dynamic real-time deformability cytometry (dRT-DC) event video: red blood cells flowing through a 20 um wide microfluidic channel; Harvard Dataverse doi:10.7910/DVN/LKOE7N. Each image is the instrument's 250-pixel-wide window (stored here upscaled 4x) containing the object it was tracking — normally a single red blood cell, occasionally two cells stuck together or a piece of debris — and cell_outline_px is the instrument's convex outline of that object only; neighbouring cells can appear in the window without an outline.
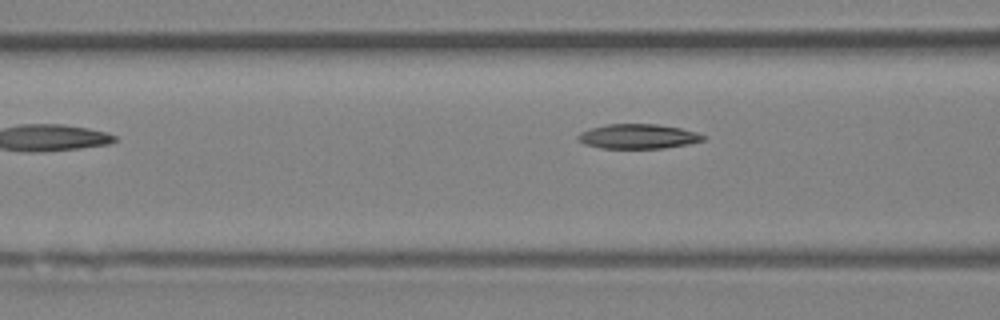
{"species": "Egyptian fruit bat (a non-hibernating species)", "species_latin": "Rousettus aegyptiacus", "temperature_condition": "room temperature", "stored_images_in_passage": 8, "camera_frame_rate_fps": 3000, "um_per_image_px": 0.085, "animal": {"sex": "female"}, "frame": {"image": 1, "passage_image": 6, "time_ms": 6.0, "image_size_px": [1000, 320], "cell_outline_px": [[708, 136], [704, 140], [688, 144], [664, 148], [600, 148], [584, 144], [576, 136], [580, 132], [592, 128], [608, 124], [656, 124], [680, 128], [696, 132]], "centroid_in_image_um": [54.26, 11.59], "position_along_channel_um": 112.3, "area_um2": 17.92}}
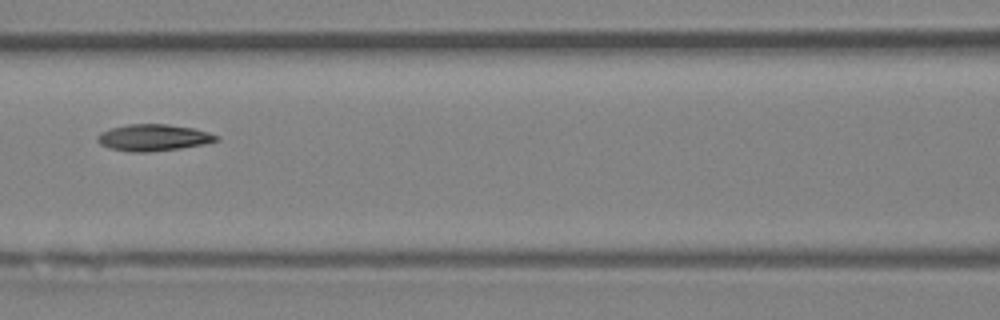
{"frame": {"image": 2, "passage_image": 7, "time_ms": 7.0, "image_size_px": [1000, 320], "cell_outline_px": [[220, 140], [204, 144], [180, 148], [148, 152], [128, 152], [108, 148], [100, 144], [96, 140], [96, 136], [100, 132], [112, 128], [128, 124], [168, 124], [192, 128], [208, 132], [220, 136]], "centroid_in_image_um": [13.02, 11.7], "position_along_channel_um": 153.6, "area_um2": 18.55}}
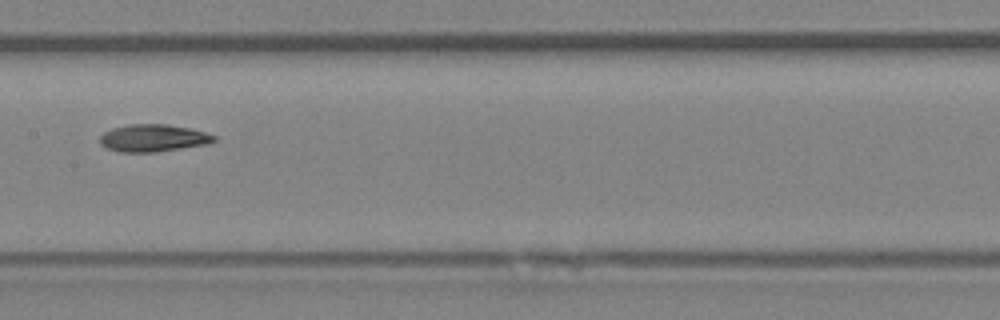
{"frame": {"image": 3, "passage_image": 8, "time_ms": 8.0, "image_size_px": [1000, 320], "cell_outline_px": [[216, 140], [208, 144], [156, 152], [120, 152], [108, 148], [100, 144], [100, 136], [104, 132], [112, 128], [128, 124], [168, 124], [192, 128], [216, 136]], "centroid_in_image_um": [13.03, 11.72], "position_along_channel_um": 194.4, "area_um2": 18.26}}